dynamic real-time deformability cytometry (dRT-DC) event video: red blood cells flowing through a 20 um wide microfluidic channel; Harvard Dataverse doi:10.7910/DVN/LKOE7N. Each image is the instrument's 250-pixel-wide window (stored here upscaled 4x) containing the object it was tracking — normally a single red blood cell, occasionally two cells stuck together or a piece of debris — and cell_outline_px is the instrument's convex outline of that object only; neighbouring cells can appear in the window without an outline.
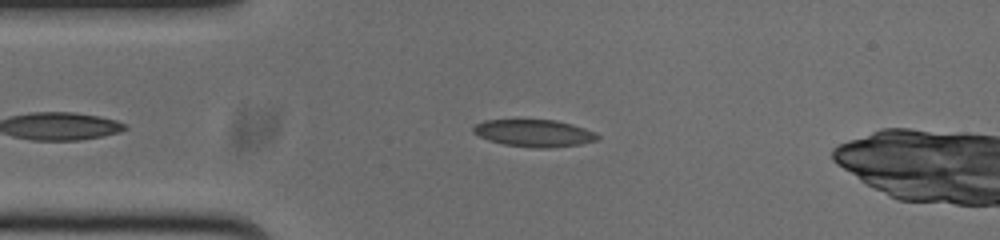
{"species": "common noctule bat (a hibernating species)", "species_latin": "Nyctalus noctula", "temperature_condition": "cold", "stored_images_in_passage": 38, "camera_frame_rate_fps": 3000, "um_per_image_px": 0.085, "animal": {"sex": "male", "body_mass_g": 20.0, "forearm_length_mm": 53.3}, "frame": {"image": 1, "passage_image": 1, "time_ms": 0.0, "image_size_px": [1000, 240], "cell_outline_px": [[600, 140], [580, 144], [548, 148], [532, 148], [504, 144], [488, 140], [472, 132], [472, 128], [476, 124], [484, 120], [556, 120], [572, 124], [596, 132], [600, 136]], "centroid_in_image_um": [45.43, 11.32], "position_along_channel_um": 39.6, "area_um2": 19.77}}
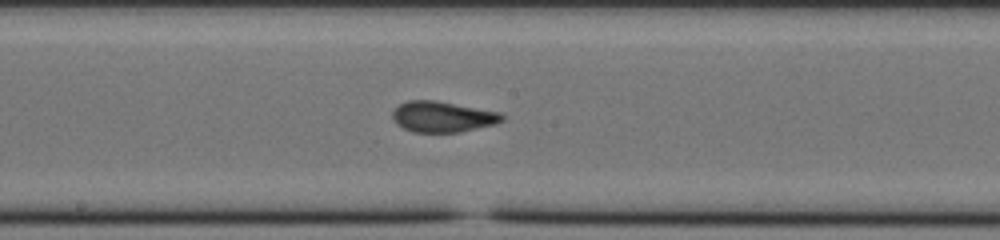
{"frame": {"image": 2, "passage_image": 16, "time_ms": 5.0, "image_size_px": [1000, 240], "cell_outline_px": [[504, 120], [496, 124], [460, 132], [412, 132], [396, 124], [392, 116], [392, 112], [400, 104], [408, 100], [436, 100], [500, 112], [504, 116]], "centroid_in_image_um": [37.63, 9.92], "position_along_channel_um": 210.6, "area_um2": 19.71}}
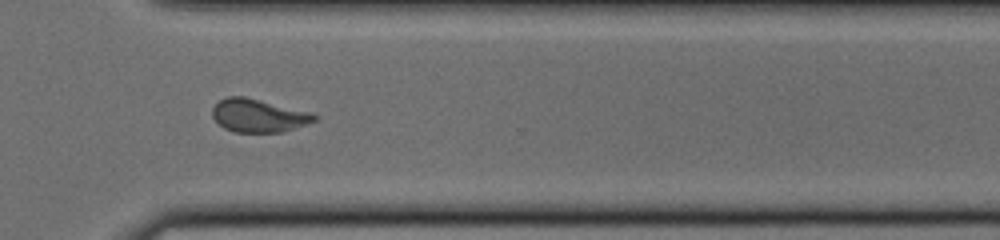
{"frame": {"image": 3, "passage_image": 27, "time_ms": 8.667, "image_size_px": [1000, 240], "cell_outline_px": [[316, 120], [280, 132], [236, 132], [224, 128], [212, 116], [212, 108], [220, 100], [228, 96], [244, 96], [312, 112], [316, 116]], "centroid_in_image_um": [21.94, 9.81], "position_along_channel_um": 348.7, "area_um2": 19.42}, "authors_computed_cell_mechanics": {"area_um2": 19.6809, "velocity_mm_per_s": 3.7594, "shape_relaxation_time_tau1_ms": 5.3375, "shape_relaxation_time_tau2_ms": 1.133, "deformation_change_tau1": 0.1718, "deformation_change_tau2": 0.0808}}